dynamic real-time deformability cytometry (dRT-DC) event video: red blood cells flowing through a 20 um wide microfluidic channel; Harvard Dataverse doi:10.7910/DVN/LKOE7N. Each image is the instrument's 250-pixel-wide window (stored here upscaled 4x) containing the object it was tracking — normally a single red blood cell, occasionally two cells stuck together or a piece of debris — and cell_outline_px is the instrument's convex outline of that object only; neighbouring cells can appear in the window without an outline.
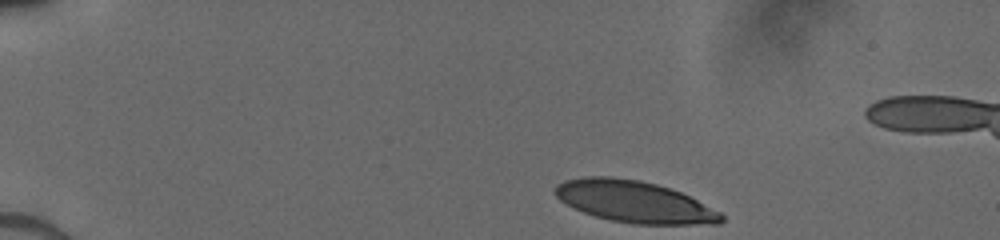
{"species": "human", "species_latin": "Homo sapiens", "temperature_condition": "cold", "stored_images_in_passage": 45, "camera_frame_rate_fps": 3000, "um_per_image_px": 0.085, "donor": {"sex": "male"}, "frame": {"image": 1, "passage_image": 1, "time_ms": 0.0, "image_size_px": [1000, 240], "cell_outline_px": [[724, 220], [720, 224], [632, 224], [612, 220], [596, 216], [572, 208], [560, 200], [552, 192], [556, 184], [564, 180], [584, 176], [612, 176], [640, 180], [656, 184], [680, 192], [720, 212], [724, 216]], "centroid_in_image_um": [53.87, 17.14], "position_along_channel_um": 31.1, "area_um2": 40.4}}
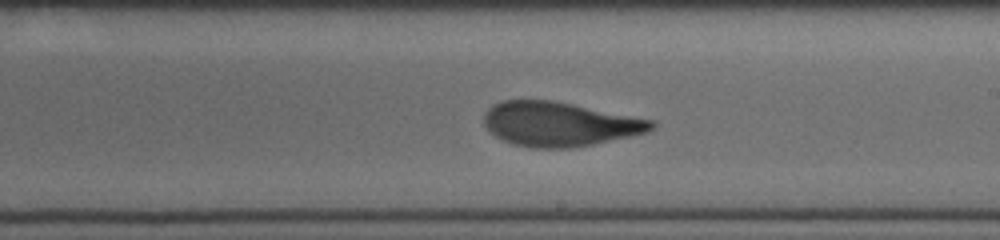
{"frame": {"image": 2, "passage_image": 29, "time_ms": 7.333, "image_size_px": [1000, 240], "cell_outline_px": [[656, 128], [648, 132], [592, 144], [572, 148], [532, 148], [512, 144], [496, 136], [484, 124], [484, 112], [492, 104], [500, 100], [552, 100], [656, 120]], "centroid_in_image_um": [47.57, 10.54], "position_along_channel_um": 241.4, "area_um2": 43.41}}
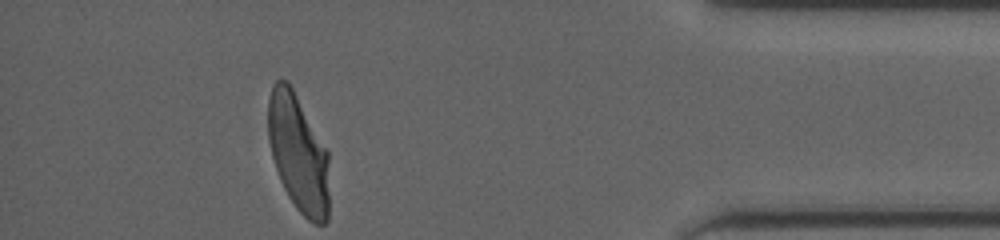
{"frame": {"image": 3, "passage_image": 45, "time_ms": 12.333, "image_size_px": [1000, 240], "cell_outline_px": [[328, 220], [324, 224], [312, 224], [296, 208], [288, 196], [280, 180], [272, 156], [268, 136], [268, 96], [272, 84], [276, 80], [288, 80], [328, 152]], "centroid_in_image_um": [25.34, 13.03], "position_along_channel_um": 409.9, "area_um2": 41.85}}